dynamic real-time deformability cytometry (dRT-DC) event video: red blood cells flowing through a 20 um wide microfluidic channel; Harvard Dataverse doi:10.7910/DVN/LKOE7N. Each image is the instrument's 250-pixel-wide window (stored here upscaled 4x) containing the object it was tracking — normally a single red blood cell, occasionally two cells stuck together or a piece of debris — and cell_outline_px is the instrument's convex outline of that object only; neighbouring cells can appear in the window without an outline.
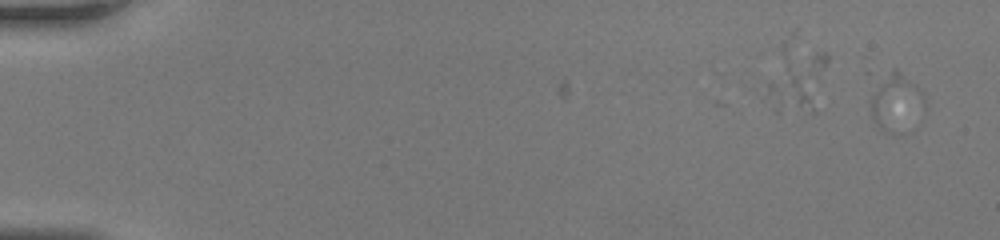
{"species": "human", "species_latin": "Homo sapiens", "temperature_condition": "room temperature", "stored_images_in_passage": 2, "camera_frame_rate_fps": 3000, "um_per_image_px": 0.085, "donor": {"sex": "female"}, "frame": {"image": 1, "passage_image": 2, "time_ms": 0.333, "image_size_px": [1000, 240], "cell_outline_px": [[924, 108], [892, 136], [884, 132], [872, 120], [872, 96], [892, 68], [896, 68], [916, 84], [924, 92]], "centroid_in_image_um": [76.18, 8.68], "position_along_channel_um": 8.8, "area_um2": 16.99}}